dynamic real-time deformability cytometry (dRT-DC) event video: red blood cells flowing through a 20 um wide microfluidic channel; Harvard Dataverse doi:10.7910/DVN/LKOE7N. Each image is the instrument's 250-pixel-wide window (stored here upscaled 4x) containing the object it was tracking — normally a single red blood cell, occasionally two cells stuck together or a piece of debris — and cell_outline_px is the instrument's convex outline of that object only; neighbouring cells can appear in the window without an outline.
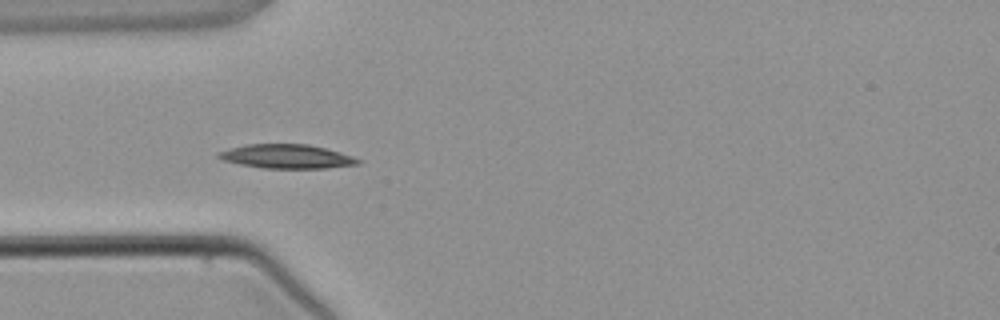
{"species": "common noctule bat (a hibernating species)", "species_latin": "Nyctalus noctula", "temperature_condition": "warm", "stored_images_in_passage": 1, "camera_frame_rate_fps": 3000, "um_per_image_px": 0.085, "animal": {"sex": "male", "body_mass_g": 21.5, "forearm_length_mm": 52.0}, "frame": {"image": 1, "passage_image": 1, "time_ms": 0.0, "image_size_px": [1000, 320], "cell_outline_px": [[360, 164], [328, 168], [260, 168], [240, 164], [224, 160], [216, 156], [216, 152], [248, 144], [308, 144], [340, 152], [352, 156], [360, 160]], "centroid_in_image_um": [24.37, 13.3], "position_along_channel_um": 60.6, "area_um2": 19.42}}